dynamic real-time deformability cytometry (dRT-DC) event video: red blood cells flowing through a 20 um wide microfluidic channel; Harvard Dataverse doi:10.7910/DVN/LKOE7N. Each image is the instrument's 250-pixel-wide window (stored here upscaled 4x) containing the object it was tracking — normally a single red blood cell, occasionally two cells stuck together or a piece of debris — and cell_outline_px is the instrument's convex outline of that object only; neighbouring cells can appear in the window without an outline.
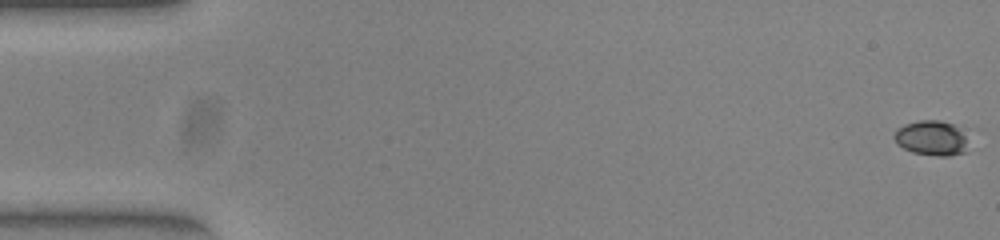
{"species": "common noctule bat (a hibernating species)", "species_latin": "Nyctalus noctula", "temperature_condition": "warm", "stored_images_in_passage": 53, "camera_frame_rate_fps": 3000, "um_per_image_px": 0.085, "animal": {"sex": "female", "body_mass_g": 23.0, "forearm_length_mm": 53.4}, "frame": {"image": 1, "passage_image": 1, "time_ms": 0.0, "image_size_px": [1000, 240], "cell_outline_px": [[964, 152], [948, 156], [936, 156], [912, 152], [896, 144], [892, 136], [896, 128], [904, 124], [920, 120], [940, 120], [952, 124], [964, 136]], "centroid_in_image_um": [79.05, 11.73], "position_along_channel_um": 5.9, "area_um2": 14.8}}
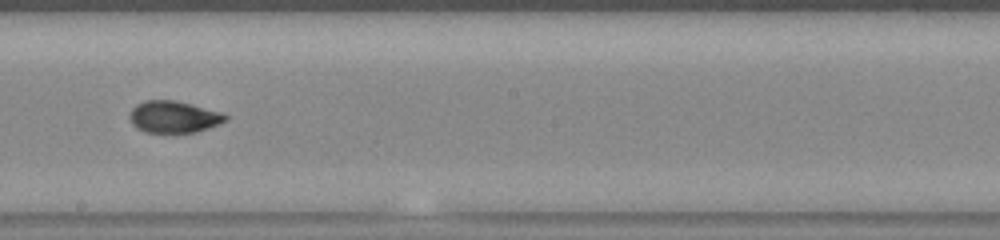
{"frame": {"image": 2, "passage_image": 30, "time_ms": 9.667, "image_size_px": [1000, 240], "cell_outline_px": [[228, 120], [208, 128], [196, 132], [144, 132], [136, 128], [132, 124], [128, 116], [132, 108], [136, 104], [144, 100], [176, 100], [192, 104], [220, 112], [228, 116]], "centroid_in_image_um": [14.73, 9.92], "position_along_channel_um": 233.5, "area_um2": 17.86}}
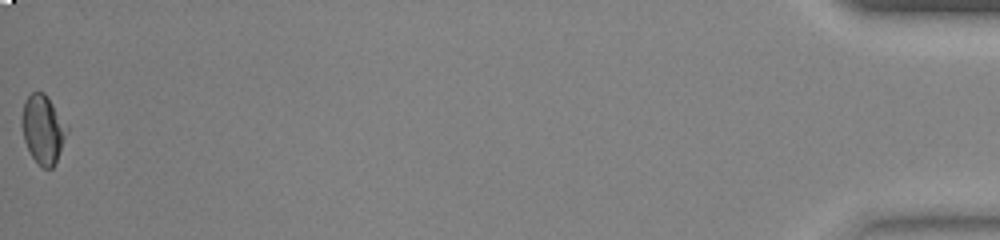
{"frame": {"image": 3, "passage_image": 53, "time_ms": 17.333, "image_size_px": [1000, 240], "cell_outline_px": [[68, 128], [56, 160], [52, 168], [44, 168], [32, 156], [24, 140], [20, 120], [24, 100], [32, 92], [44, 92]], "centroid_in_image_um": [3.6, 10.95], "position_along_channel_um": 431.6, "area_um2": 17.51}, "authors_computed_cell_mechanics": {"area_um2": 17.6868, "velocity_mm_per_s": 3.9429, "shape_relaxation_time_tau1_ms": 4.6071, "shape_relaxation_time_tau2_ms": 1.8952, "deformation_change_tau1": 0.1384, "deformation_change_tau2": 0.0478}}